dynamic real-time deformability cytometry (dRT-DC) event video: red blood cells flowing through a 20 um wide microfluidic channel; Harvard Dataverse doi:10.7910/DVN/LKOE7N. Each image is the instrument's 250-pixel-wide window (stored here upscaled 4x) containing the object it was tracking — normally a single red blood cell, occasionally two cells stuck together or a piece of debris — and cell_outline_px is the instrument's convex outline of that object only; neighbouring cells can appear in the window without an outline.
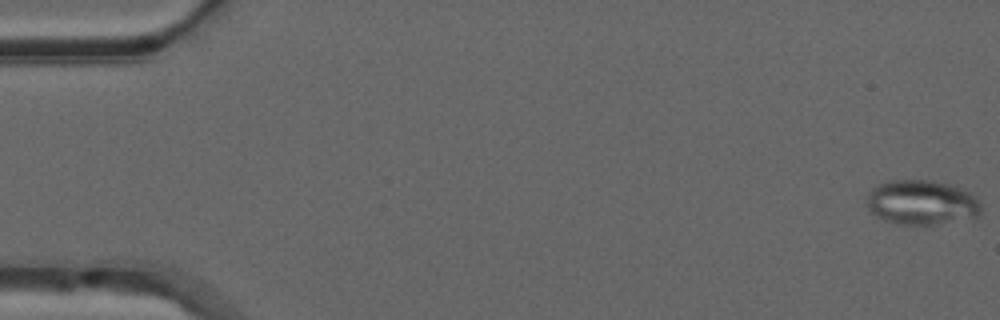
{"species": "common noctule bat (a hibernating species)", "species_latin": "Nyctalus noctula", "temperature_condition": "warm", "stored_images_in_passage": 9, "camera_frame_rate_fps": 3000, "um_per_image_px": 0.085, "animal": {"sex": "male", "forearm_length_mm": 52.5}, "frame": {"image": 1, "passage_image": 1, "time_ms": 0.0, "image_size_px": [1000, 320], "cell_outline_px": [[980, 216], [932, 224], [896, 224], [884, 220], [876, 216], [868, 208], [868, 192], [876, 184], [888, 180], [928, 180], [948, 184], [960, 188], [968, 192], [980, 204]], "centroid_in_image_um": [78.28, 17.2], "position_along_channel_um": 6.7, "area_um2": 29.42}}